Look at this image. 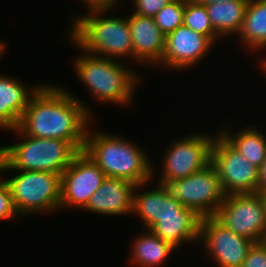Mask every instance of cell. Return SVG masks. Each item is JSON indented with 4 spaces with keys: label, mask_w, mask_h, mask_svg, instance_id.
<instances>
[{
    "label": "cell",
    "mask_w": 266,
    "mask_h": 267,
    "mask_svg": "<svg viewBox=\"0 0 266 267\" xmlns=\"http://www.w3.org/2000/svg\"><path fill=\"white\" fill-rule=\"evenodd\" d=\"M66 91L42 84L32 95L18 128L28 136L69 141L80 152L93 116L81 100Z\"/></svg>",
    "instance_id": "obj_1"
},
{
    "label": "cell",
    "mask_w": 266,
    "mask_h": 267,
    "mask_svg": "<svg viewBox=\"0 0 266 267\" xmlns=\"http://www.w3.org/2000/svg\"><path fill=\"white\" fill-rule=\"evenodd\" d=\"M86 7L88 15L75 18L69 31L71 41H74L83 52L92 55L112 60L126 56L132 58L133 44L128 18L101 17L102 13L114 5Z\"/></svg>",
    "instance_id": "obj_2"
},
{
    "label": "cell",
    "mask_w": 266,
    "mask_h": 267,
    "mask_svg": "<svg viewBox=\"0 0 266 267\" xmlns=\"http://www.w3.org/2000/svg\"><path fill=\"white\" fill-rule=\"evenodd\" d=\"M88 131L83 151L107 177L125 179L135 185L151 182L154 170L142 148L120 136L102 131L98 133H90L89 129Z\"/></svg>",
    "instance_id": "obj_3"
},
{
    "label": "cell",
    "mask_w": 266,
    "mask_h": 267,
    "mask_svg": "<svg viewBox=\"0 0 266 267\" xmlns=\"http://www.w3.org/2000/svg\"><path fill=\"white\" fill-rule=\"evenodd\" d=\"M23 141L0 147V172L6 170L47 171L62 175L79 151L61 139H44L25 135L18 127Z\"/></svg>",
    "instance_id": "obj_4"
},
{
    "label": "cell",
    "mask_w": 266,
    "mask_h": 267,
    "mask_svg": "<svg viewBox=\"0 0 266 267\" xmlns=\"http://www.w3.org/2000/svg\"><path fill=\"white\" fill-rule=\"evenodd\" d=\"M81 82L98 102L128 105L138 84V77L118 61L84 52L74 63Z\"/></svg>",
    "instance_id": "obj_5"
},
{
    "label": "cell",
    "mask_w": 266,
    "mask_h": 267,
    "mask_svg": "<svg viewBox=\"0 0 266 267\" xmlns=\"http://www.w3.org/2000/svg\"><path fill=\"white\" fill-rule=\"evenodd\" d=\"M18 172L5 182L19 216L60 209L61 175L47 171Z\"/></svg>",
    "instance_id": "obj_6"
},
{
    "label": "cell",
    "mask_w": 266,
    "mask_h": 267,
    "mask_svg": "<svg viewBox=\"0 0 266 267\" xmlns=\"http://www.w3.org/2000/svg\"><path fill=\"white\" fill-rule=\"evenodd\" d=\"M165 187L174 199L202 218L214 216L226 196L212 163L190 176L167 182Z\"/></svg>",
    "instance_id": "obj_7"
},
{
    "label": "cell",
    "mask_w": 266,
    "mask_h": 267,
    "mask_svg": "<svg viewBox=\"0 0 266 267\" xmlns=\"http://www.w3.org/2000/svg\"><path fill=\"white\" fill-rule=\"evenodd\" d=\"M214 217L235 234L255 243L266 235V214L258 193L226 195Z\"/></svg>",
    "instance_id": "obj_8"
},
{
    "label": "cell",
    "mask_w": 266,
    "mask_h": 267,
    "mask_svg": "<svg viewBox=\"0 0 266 267\" xmlns=\"http://www.w3.org/2000/svg\"><path fill=\"white\" fill-rule=\"evenodd\" d=\"M211 163L226 195L257 193L260 169L247 161L220 133L215 136Z\"/></svg>",
    "instance_id": "obj_9"
},
{
    "label": "cell",
    "mask_w": 266,
    "mask_h": 267,
    "mask_svg": "<svg viewBox=\"0 0 266 267\" xmlns=\"http://www.w3.org/2000/svg\"><path fill=\"white\" fill-rule=\"evenodd\" d=\"M214 139L211 135L193 134L174 141L164 154L159 183L165 185L207 167L212 160Z\"/></svg>",
    "instance_id": "obj_10"
},
{
    "label": "cell",
    "mask_w": 266,
    "mask_h": 267,
    "mask_svg": "<svg viewBox=\"0 0 266 267\" xmlns=\"http://www.w3.org/2000/svg\"><path fill=\"white\" fill-rule=\"evenodd\" d=\"M106 177L99 166L80 151L61 175L60 209L70 206L84 209Z\"/></svg>",
    "instance_id": "obj_11"
},
{
    "label": "cell",
    "mask_w": 266,
    "mask_h": 267,
    "mask_svg": "<svg viewBox=\"0 0 266 267\" xmlns=\"http://www.w3.org/2000/svg\"><path fill=\"white\" fill-rule=\"evenodd\" d=\"M201 238L204 240V249L219 267H242L249 249L255 243L235 234L214 216L201 219Z\"/></svg>",
    "instance_id": "obj_12"
},
{
    "label": "cell",
    "mask_w": 266,
    "mask_h": 267,
    "mask_svg": "<svg viewBox=\"0 0 266 267\" xmlns=\"http://www.w3.org/2000/svg\"><path fill=\"white\" fill-rule=\"evenodd\" d=\"M213 44L207 36L181 25L166 36L164 54L159 65L171 70L187 69L206 56Z\"/></svg>",
    "instance_id": "obj_13"
},
{
    "label": "cell",
    "mask_w": 266,
    "mask_h": 267,
    "mask_svg": "<svg viewBox=\"0 0 266 267\" xmlns=\"http://www.w3.org/2000/svg\"><path fill=\"white\" fill-rule=\"evenodd\" d=\"M147 183L135 185L125 179L106 177L83 210L114 216L132 214L133 192Z\"/></svg>",
    "instance_id": "obj_14"
},
{
    "label": "cell",
    "mask_w": 266,
    "mask_h": 267,
    "mask_svg": "<svg viewBox=\"0 0 266 267\" xmlns=\"http://www.w3.org/2000/svg\"><path fill=\"white\" fill-rule=\"evenodd\" d=\"M127 18L133 44L132 60L158 65L164 54L166 36L155 24L153 17L133 13Z\"/></svg>",
    "instance_id": "obj_15"
},
{
    "label": "cell",
    "mask_w": 266,
    "mask_h": 267,
    "mask_svg": "<svg viewBox=\"0 0 266 267\" xmlns=\"http://www.w3.org/2000/svg\"><path fill=\"white\" fill-rule=\"evenodd\" d=\"M185 207L174 199L164 184L159 183L156 189L146 192H133V214L139 215L144 226L149 230L163 216L177 215Z\"/></svg>",
    "instance_id": "obj_16"
},
{
    "label": "cell",
    "mask_w": 266,
    "mask_h": 267,
    "mask_svg": "<svg viewBox=\"0 0 266 267\" xmlns=\"http://www.w3.org/2000/svg\"><path fill=\"white\" fill-rule=\"evenodd\" d=\"M41 85L27 90L16 78L0 74V128L9 130L19 126L32 95Z\"/></svg>",
    "instance_id": "obj_17"
},
{
    "label": "cell",
    "mask_w": 266,
    "mask_h": 267,
    "mask_svg": "<svg viewBox=\"0 0 266 267\" xmlns=\"http://www.w3.org/2000/svg\"><path fill=\"white\" fill-rule=\"evenodd\" d=\"M201 219L194 210L185 207L177 215L163 216L149 230L175 248H180L182 243L200 241Z\"/></svg>",
    "instance_id": "obj_18"
},
{
    "label": "cell",
    "mask_w": 266,
    "mask_h": 267,
    "mask_svg": "<svg viewBox=\"0 0 266 267\" xmlns=\"http://www.w3.org/2000/svg\"><path fill=\"white\" fill-rule=\"evenodd\" d=\"M249 0H233L205 4L215 32L221 37L238 34Z\"/></svg>",
    "instance_id": "obj_19"
},
{
    "label": "cell",
    "mask_w": 266,
    "mask_h": 267,
    "mask_svg": "<svg viewBox=\"0 0 266 267\" xmlns=\"http://www.w3.org/2000/svg\"><path fill=\"white\" fill-rule=\"evenodd\" d=\"M139 237V238H138ZM133 244L131 262L140 267H159L174 251L173 245L153 234L150 230L138 236Z\"/></svg>",
    "instance_id": "obj_20"
},
{
    "label": "cell",
    "mask_w": 266,
    "mask_h": 267,
    "mask_svg": "<svg viewBox=\"0 0 266 267\" xmlns=\"http://www.w3.org/2000/svg\"><path fill=\"white\" fill-rule=\"evenodd\" d=\"M241 42L252 51L266 47V0H249L240 32ZM260 48V49H259Z\"/></svg>",
    "instance_id": "obj_21"
},
{
    "label": "cell",
    "mask_w": 266,
    "mask_h": 267,
    "mask_svg": "<svg viewBox=\"0 0 266 267\" xmlns=\"http://www.w3.org/2000/svg\"><path fill=\"white\" fill-rule=\"evenodd\" d=\"M240 131L234 135L222 130L220 134L247 161L260 169L266 158V136L260 130L253 127H246V129Z\"/></svg>",
    "instance_id": "obj_22"
},
{
    "label": "cell",
    "mask_w": 266,
    "mask_h": 267,
    "mask_svg": "<svg viewBox=\"0 0 266 267\" xmlns=\"http://www.w3.org/2000/svg\"><path fill=\"white\" fill-rule=\"evenodd\" d=\"M183 25L207 36L213 43L220 38L213 28L205 4L197 0H185Z\"/></svg>",
    "instance_id": "obj_23"
},
{
    "label": "cell",
    "mask_w": 266,
    "mask_h": 267,
    "mask_svg": "<svg viewBox=\"0 0 266 267\" xmlns=\"http://www.w3.org/2000/svg\"><path fill=\"white\" fill-rule=\"evenodd\" d=\"M185 0H173L153 17L160 31L167 36L183 25Z\"/></svg>",
    "instance_id": "obj_24"
},
{
    "label": "cell",
    "mask_w": 266,
    "mask_h": 267,
    "mask_svg": "<svg viewBox=\"0 0 266 267\" xmlns=\"http://www.w3.org/2000/svg\"><path fill=\"white\" fill-rule=\"evenodd\" d=\"M16 215L19 216L14 207L10 189L4 180L0 181V220H8Z\"/></svg>",
    "instance_id": "obj_25"
},
{
    "label": "cell",
    "mask_w": 266,
    "mask_h": 267,
    "mask_svg": "<svg viewBox=\"0 0 266 267\" xmlns=\"http://www.w3.org/2000/svg\"><path fill=\"white\" fill-rule=\"evenodd\" d=\"M173 0H133L135 11L134 14L154 17L160 9L165 7Z\"/></svg>",
    "instance_id": "obj_26"
},
{
    "label": "cell",
    "mask_w": 266,
    "mask_h": 267,
    "mask_svg": "<svg viewBox=\"0 0 266 267\" xmlns=\"http://www.w3.org/2000/svg\"><path fill=\"white\" fill-rule=\"evenodd\" d=\"M242 267H266V244L263 241L251 246Z\"/></svg>",
    "instance_id": "obj_27"
},
{
    "label": "cell",
    "mask_w": 266,
    "mask_h": 267,
    "mask_svg": "<svg viewBox=\"0 0 266 267\" xmlns=\"http://www.w3.org/2000/svg\"><path fill=\"white\" fill-rule=\"evenodd\" d=\"M259 172V185L257 188V193L266 191V158L263 161L262 167L260 168Z\"/></svg>",
    "instance_id": "obj_28"
},
{
    "label": "cell",
    "mask_w": 266,
    "mask_h": 267,
    "mask_svg": "<svg viewBox=\"0 0 266 267\" xmlns=\"http://www.w3.org/2000/svg\"><path fill=\"white\" fill-rule=\"evenodd\" d=\"M85 6L90 5H114V0H82Z\"/></svg>",
    "instance_id": "obj_29"
},
{
    "label": "cell",
    "mask_w": 266,
    "mask_h": 267,
    "mask_svg": "<svg viewBox=\"0 0 266 267\" xmlns=\"http://www.w3.org/2000/svg\"><path fill=\"white\" fill-rule=\"evenodd\" d=\"M197 1L202 4H209V3L226 2V1H233V0H197Z\"/></svg>",
    "instance_id": "obj_30"
},
{
    "label": "cell",
    "mask_w": 266,
    "mask_h": 267,
    "mask_svg": "<svg viewBox=\"0 0 266 267\" xmlns=\"http://www.w3.org/2000/svg\"><path fill=\"white\" fill-rule=\"evenodd\" d=\"M261 200L263 201L264 208H265V214H266V191L258 192Z\"/></svg>",
    "instance_id": "obj_31"
},
{
    "label": "cell",
    "mask_w": 266,
    "mask_h": 267,
    "mask_svg": "<svg viewBox=\"0 0 266 267\" xmlns=\"http://www.w3.org/2000/svg\"><path fill=\"white\" fill-rule=\"evenodd\" d=\"M5 47H6L5 43L3 44V42L0 41V57H1L2 53L5 52V49H4Z\"/></svg>",
    "instance_id": "obj_32"
},
{
    "label": "cell",
    "mask_w": 266,
    "mask_h": 267,
    "mask_svg": "<svg viewBox=\"0 0 266 267\" xmlns=\"http://www.w3.org/2000/svg\"><path fill=\"white\" fill-rule=\"evenodd\" d=\"M261 63H262V64H260V65H261L260 67H263L262 70H263L264 73L266 74V72H265V71H266V60L264 59V61H262Z\"/></svg>",
    "instance_id": "obj_33"
},
{
    "label": "cell",
    "mask_w": 266,
    "mask_h": 267,
    "mask_svg": "<svg viewBox=\"0 0 266 267\" xmlns=\"http://www.w3.org/2000/svg\"><path fill=\"white\" fill-rule=\"evenodd\" d=\"M116 2L118 3V2H120V1H119V0H118V1H117V0H114V5H117Z\"/></svg>",
    "instance_id": "obj_34"
},
{
    "label": "cell",
    "mask_w": 266,
    "mask_h": 267,
    "mask_svg": "<svg viewBox=\"0 0 266 267\" xmlns=\"http://www.w3.org/2000/svg\"><path fill=\"white\" fill-rule=\"evenodd\" d=\"M263 242L266 244V235H265V238H264Z\"/></svg>",
    "instance_id": "obj_35"
}]
</instances>
